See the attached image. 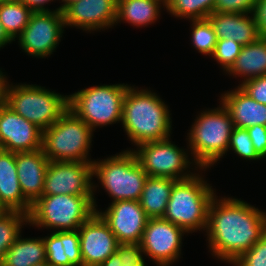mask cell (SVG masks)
Masks as SVG:
<instances>
[{"label":"cell","instance_id":"obj_1","mask_svg":"<svg viewBox=\"0 0 266 266\" xmlns=\"http://www.w3.org/2000/svg\"><path fill=\"white\" fill-rule=\"evenodd\" d=\"M206 232L213 256L232 264L266 233V213L241 199L215 195Z\"/></svg>","mask_w":266,"mask_h":266},{"label":"cell","instance_id":"obj_2","mask_svg":"<svg viewBox=\"0 0 266 266\" xmlns=\"http://www.w3.org/2000/svg\"><path fill=\"white\" fill-rule=\"evenodd\" d=\"M168 106L151 90L129 86L123 101L122 125L130 141L140 145L170 138L172 122Z\"/></svg>","mask_w":266,"mask_h":266},{"label":"cell","instance_id":"obj_3","mask_svg":"<svg viewBox=\"0 0 266 266\" xmlns=\"http://www.w3.org/2000/svg\"><path fill=\"white\" fill-rule=\"evenodd\" d=\"M216 193L199 174L177 180L162 218L187 233L206 230L209 206Z\"/></svg>","mask_w":266,"mask_h":266},{"label":"cell","instance_id":"obj_4","mask_svg":"<svg viewBox=\"0 0 266 266\" xmlns=\"http://www.w3.org/2000/svg\"><path fill=\"white\" fill-rule=\"evenodd\" d=\"M220 104L221 107L201 112L188 134L189 149L198 169L210 168L228 152L234 124L229 111Z\"/></svg>","mask_w":266,"mask_h":266},{"label":"cell","instance_id":"obj_5","mask_svg":"<svg viewBox=\"0 0 266 266\" xmlns=\"http://www.w3.org/2000/svg\"><path fill=\"white\" fill-rule=\"evenodd\" d=\"M3 102L42 131L49 128L69 109L67 95L33 84L13 86L7 80L3 89Z\"/></svg>","mask_w":266,"mask_h":266},{"label":"cell","instance_id":"obj_6","mask_svg":"<svg viewBox=\"0 0 266 266\" xmlns=\"http://www.w3.org/2000/svg\"><path fill=\"white\" fill-rule=\"evenodd\" d=\"M94 195H43L31 207L28 224L76 231L98 209Z\"/></svg>","mask_w":266,"mask_h":266},{"label":"cell","instance_id":"obj_7","mask_svg":"<svg viewBox=\"0 0 266 266\" xmlns=\"http://www.w3.org/2000/svg\"><path fill=\"white\" fill-rule=\"evenodd\" d=\"M93 130L70 109L42 131V150L49 161L90 162Z\"/></svg>","mask_w":266,"mask_h":266},{"label":"cell","instance_id":"obj_8","mask_svg":"<svg viewBox=\"0 0 266 266\" xmlns=\"http://www.w3.org/2000/svg\"><path fill=\"white\" fill-rule=\"evenodd\" d=\"M93 176H97L102 187L113 198L120 200L139 201L147 179V173L138 163L132 150L101 161H93Z\"/></svg>","mask_w":266,"mask_h":266},{"label":"cell","instance_id":"obj_9","mask_svg":"<svg viewBox=\"0 0 266 266\" xmlns=\"http://www.w3.org/2000/svg\"><path fill=\"white\" fill-rule=\"evenodd\" d=\"M129 85H99L68 95V108L93 131L97 126L120 122Z\"/></svg>","mask_w":266,"mask_h":266},{"label":"cell","instance_id":"obj_10","mask_svg":"<svg viewBox=\"0 0 266 266\" xmlns=\"http://www.w3.org/2000/svg\"><path fill=\"white\" fill-rule=\"evenodd\" d=\"M136 150L132 152L147 176L184 180L194 175L186 171L193 163L187 153L171 143L169 138L142 143L137 145Z\"/></svg>","mask_w":266,"mask_h":266},{"label":"cell","instance_id":"obj_11","mask_svg":"<svg viewBox=\"0 0 266 266\" xmlns=\"http://www.w3.org/2000/svg\"><path fill=\"white\" fill-rule=\"evenodd\" d=\"M185 233L184 229L162 217L149 218L135 252L148 255L157 266H170L181 254Z\"/></svg>","mask_w":266,"mask_h":266},{"label":"cell","instance_id":"obj_12","mask_svg":"<svg viewBox=\"0 0 266 266\" xmlns=\"http://www.w3.org/2000/svg\"><path fill=\"white\" fill-rule=\"evenodd\" d=\"M64 27L59 7L53 11L32 12L27 26L17 37L19 45L30 56L48 57L59 44Z\"/></svg>","mask_w":266,"mask_h":266},{"label":"cell","instance_id":"obj_13","mask_svg":"<svg viewBox=\"0 0 266 266\" xmlns=\"http://www.w3.org/2000/svg\"><path fill=\"white\" fill-rule=\"evenodd\" d=\"M90 162L50 161L46 169L43 195H94ZM95 188V189H94Z\"/></svg>","mask_w":266,"mask_h":266},{"label":"cell","instance_id":"obj_14","mask_svg":"<svg viewBox=\"0 0 266 266\" xmlns=\"http://www.w3.org/2000/svg\"><path fill=\"white\" fill-rule=\"evenodd\" d=\"M109 225L122 247L136 249L149 217L139 201L120 200L110 204L106 211H96Z\"/></svg>","mask_w":266,"mask_h":266},{"label":"cell","instance_id":"obj_15","mask_svg":"<svg viewBox=\"0 0 266 266\" xmlns=\"http://www.w3.org/2000/svg\"><path fill=\"white\" fill-rule=\"evenodd\" d=\"M78 233L83 266H99L122 247L96 211L78 228Z\"/></svg>","mask_w":266,"mask_h":266},{"label":"cell","instance_id":"obj_16","mask_svg":"<svg viewBox=\"0 0 266 266\" xmlns=\"http://www.w3.org/2000/svg\"><path fill=\"white\" fill-rule=\"evenodd\" d=\"M41 148L42 130L2 102L0 104V149L18 153Z\"/></svg>","mask_w":266,"mask_h":266},{"label":"cell","instance_id":"obj_17","mask_svg":"<svg viewBox=\"0 0 266 266\" xmlns=\"http://www.w3.org/2000/svg\"><path fill=\"white\" fill-rule=\"evenodd\" d=\"M117 0H76L63 10L66 26L85 31L109 28L116 24Z\"/></svg>","mask_w":266,"mask_h":266},{"label":"cell","instance_id":"obj_18","mask_svg":"<svg viewBox=\"0 0 266 266\" xmlns=\"http://www.w3.org/2000/svg\"><path fill=\"white\" fill-rule=\"evenodd\" d=\"M16 170L25 199L33 205L43 196L44 181L49 159L42 148L15 153Z\"/></svg>","mask_w":266,"mask_h":266},{"label":"cell","instance_id":"obj_19","mask_svg":"<svg viewBox=\"0 0 266 266\" xmlns=\"http://www.w3.org/2000/svg\"><path fill=\"white\" fill-rule=\"evenodd\" d=\"M248 14L250 13L213 12L207 18L218 39H231L245 46L261 37L254 16L252 13Z\"/></svg>","mask_w":266,"mask_h":266},{"label":"cell","instance_id":"obj_20","mask_svg":"<svg viewBox=\"0 0 266 266\" xmlns=\"http://www.w3.org/2000/svg\"><path fill=\"white\" fill-rule=\"evenodd\" d=\"M220 99L229 111L234 127L266 126V104L256 102L239 86L223 94Z\"/></svg>","mask_w":266,"mask_h":266},{"label":"cell","instance_id":"obj_21","mask_svg":"<svg viewBox=\"0 0 266 266\" xmlns=\"http://www.w3.org/2000/svg\"><path fill=\"white\" fill-rule=\"evenodd\" d=\"M0 203L7 211H20L28 215L32 207L20 187L15 153L2 149H0Z\"/></svg>","mask_w":266,"mask_h":266},{"label":"cell","instance_id":"obj_22","mask_svg":"<svg viewBox=\"0 0 266 266\" xmlns=\"http://www.w3.org/2000/svg\"><path fill=\"white\" fill-rule=\"evenodd\" d=\"M227 73L245 77L243 82L266 75V37H260L256 42L242 46L240 54Z\"/></svg>","mask_w":266,"mask_h":266},{"label":"cell","instance_id":"obj_23","mask_svg":"<svg viewBox=\"0 0 266 266\" xmlns=\"http://www.w3.org/2000/svg\"><path fill=\"white\" fill-rule=\"evenodd\" d=\"M16 239L0 266H46L45 243L42 238Z\"/></svg>","mask_w":266,"mask_h":266},{"label":"cell","instance_id":"obj_24","mask_svg":"<svg viewBox=\"0 0 266 266\" xmlns=\"http://www.w3.org/2000/svg\"><path fill=\"white\" fill-rule=\"evenodd\" d=\"M176 181L171 178L147 177L139 202L149 218L163 217Z\"/></svg>","mask_w":266,"mask_h":266},{"label":"cell","instance_id":"obj_25","mask_svg":"<svg viewBox=\"0 0 266 266\" xmlns=\"http://www.w3.org/2000/svg\"><path fill=\"white\" fill-rule=\"evenodd\" d=\"M161 4L166 7L163 0H117L116 23L123 20L137 27L152 24L159 17Z\"/></svg>","mask_w":266,"mask_h":266},{"label":"cell","instance_id":"obj_26","mask_svg":"<svg viewBox=\"0 0 266 266\" xmlns=\"http://www.w3.org/2000/svg\"><path fill=\"white\" fill-rule=\"evenodd\" d=\"M32 11L20 0L0 4V22L7 34L14 40L27 26Z\"/></svg>","mask_w":266,"mask_h":266},{"label":"cell","instance_id":"obj_27","mask_svg":"<svg viewBox=\"0 0 266 266\" xmlns=\"http://www.w3.org/2000/svg\"><path fill=\"white\" fill-rule=\"evenodd\" d=\"M27 223L28 214L20 211H6L0 215V265L8 249L19 237L22 225Z\"/></svg>","mask_w":266,"mask_h":266},{"label":"cell","instance_id":"obj_28","mask_svg":"<svg viewBox=\"0 0 266 266\" xmlns=\"http://www.w3.org/2000/svg\"><path fill=\"white\" fill-rule=\"evenodd\" d=\"M216 0H170L166 10L175 17L205 19L214 12Z\"/></svg>","mask_w":266,"mask_h":266},{"label":"cell","instance_id":"obj_29","mask_svg":"<svg viewBox=\"0 0 266 266\" xmlns=\"http://www.w3.org/2000/svg\"><path fill=\"white\" fill-rule=\"evenodd\" d=\"M192 21V38L194 48L200 53L212 56L218 37L208 18Z\"/></svg>","mask_w":266,"mask_h":266},{"label":"cell","instance_id":"obj_30","mask_svg":"<svg viewBox=\"0 0 266 266\" xmlns=\"http://www.w3.org/2000/svg\"><path fill=\"white\" fill-rule=\"evenodd\" d=\"M46 250V266H73L64 254L61 242V231H53L50 236L43 238Z\"/></svg>","mask_w":266,"mask_h":266},{"label":"cell","instance_id":"obj_31","mask_svg":"<svg viewBox=\"0 0 266 266\" xmlns=\"http://www.w3.org/2000/svg\"><path fill=\"white\" fill-rule=\"evenodd\" d=\"M242 46L240 43L231 39H218L215 50L212 54L222 69L227 72L236 61L238 55L241 52Z\"/></svg>","mask_w":266,"mask_h":266},{"label":"cell","instance_id":"obj_32","mask_svg":"<svg viewBox=\"0 0 266 266\" xmlns=\"http://www.w3.org/2000/svg\"><path fill=\"white\" fill-rule=\"evenodd\" d=\"M231 149L238 156L247 160L261 159L255 152L251 138L245 128L234 127L230 137L228 151Z\"/></svg>","mask_w":266,"mask_h":266},{"label":"cell","instance_id":"obj_33","mask_svg":"<svg viewBox=\"0 0 266 266\" xmlns=\"http://www.w3.org/2000/svg\"><path fill=\"white\" fill-rule=\"evenodd\" d=\"M232 264L234 266H266V233Z\"/></svg>","mask_w":266,"mask_h":266},{"label":"cell","instance_id":"obj_34","mask_svg":"<svg viewBox=\"0 0 266 266\" xmlns=\"http://www.w3.org/2000/svg\"><path fill=\"white\" fill-rule=\"evenodd\" d=\"M61 242L69 262L73 266H83L78 230L61 231Z\"/></svg>","mask_w":266,"mask_h":266},{"label":"cell","instance_id":"obj_35","mask_svg":"<svg viewBox=\"0 0 266 266\" xmlns=\"http://www.w3.org/2000/svg\"><path fill=\"white\" fill-rule=\"evenodd\" d=\"M256 0H216L214 12L252 13Z\"/></svg>","mask_w":266,"mask_h":266},{"label":"cell","instance_id":"obj_36","mask_svg":"<svg viewBox=\"0 0 266 266\" xmlns=\"http://www.w3.org/2000/svg\"><path fill=\"white\" fill-rule=\"evenodd\" d=\"M238 86L256 102L266 104V75L242 82Z\"/></svg>","mask_w":266,"mask_h":266},{"label":"cell","instance_id":"obj_37","mask_svg":"<svg viewBox=\"0 0 266 266\" xmlns=\"http://www.w3.org/2000/svg\"><path fill=\"white\" fill-rule=\"evenodd\" d=\"M255 152L260 158L266 157V126L254 125L246 128Z\"/></svg>","mask_w":266,"mask_h":266},{"label":"cell","instance_id":"obj_38","mask_svg":"<svg viewBox=\"0 0 266 266\" xmlns=\"http://www.w3.org/2000/svg\"><path fill=\"white\" fill-rule=\"evenodd\" d=\"M261 37H266V0H256L252 12Z\"/></svg>","mask_w":266,"mask_h":266},{"label":"cell","instance_id":"obj_39","mask_svg":"<svg viewBox=\"0 0 266 266\" xmlns=\"http://www.w3.org/2000/svg\"><path fill=\"white\" fill-rule=\"evenodd\" d=\"M135 252L134 248L121 247L110 255L99 266H124L128 258Z\"/></svg>","mask_w":266,"mask_h":266},{"label":"cell","instance_id":"obj_40","mask_svg":"<svg viewBox=\"0 0 266 266\" xmlns=\"http://www.w3.org/2000/svg\"><path fill=\"white\" fill-rule=\"evenodd\" d=\"M25 4L32 12H44L51 11L47 7H44L45 4L53 0H20Z\"/></svg>","mask_w":266,"mask_h":266},{"label":"cell","instance_id":"obj_41","mask_svg":"<svg viewBox=\"0 0 266 266\" xmlns=\"http://www.w3.org/2000/svg\"><path fill=\"white\" fill-rule=\"evenodd\" d=\"M144 259L141 255L134 252L126 261L124 266H146Z\"/></svg>","mask_w":266,"mask_h":266},{"label":"cell","instance_id":"obj_42","mask_svg":"<svg viewBox=\"0 0 266 266\" xmlns=\"http://www.w3.org/2000/svg\"><path fill=\"white\" fill-rule=\"evenodd\" d=\"M13 40L5 31L4 26L0 22V48L4 47L7 43H11Z\"/></svg>","mask_w":266,"mask_h":266},{"label":"cell","instance_id":"obj_43","mask_svg":"<svg viewBox=\"0 0 266 266\" xmlns=\"http://www.w3.org/2000/svg\"><path fill=\"white\" fill-rule=\"evenodd\" d=\"M5 76L6 75H3L2 71L0 70V104L3 102V89L7 79Z\"/></svg>","mask_w":266,"mask_h":266},{"label":"cell","instance_id":"obj_44","mask_svg":"<svg viewBox=\"0 0 266 266\" xmlns=\"http://www.w3.org/2000/svg\"><path fill=\"white\" fill-rule=\"evenodd\" d=\"M76 0H62V2H64L59 8L62 11L68 4L74 2Z\"/></svg>","mask_w":266,"mask_h":266},{"label":"cell","instance_id":"obj_45","mask_svg":"<svg viewBox=\"0 0 266 266\" xmlns=\"http://www.w3.org/2000/svg\"><path fill=\"white\" fill-rule=\"evenodd\" d=\"M12 1V0H0V4H3L5 2Z\"/></svg>","mask_w":266,"mask_h":266},{"label":"cell","instance_id":"obj_46","mask_svg":"<svg viewBox=\"0 0 266 266\" xmlns=\"http://www.w3.org/2000/svg\"><path fill=\"white\" fill-rule=\"evenodd\" d=\"M0 210H6L1 203H0Z\"/></svg>","mask_w":266,"mask_h":266},{"label":"cell","instance_id":"obj_47","mask_svg":"<svg viewBox=\"0 0 266 266\" xmlns=\"http://www.w3.org/2000/svg\"><path fill=\"white\" fill-rule=\"evenodd\" d=\"M7 210H0V215L5 213Z\"/></svg>","mask_w":266,"mask_h":266},{"label":"cell","instance_id":"obj_48","mask_svg":"<svg viewBox=\"0 0 266 266\" xmlns=\"http://www.w3.org/2000/svg\"><path fill=\"white\" fill-rule=\"evenodd\" d=\"M166 4L170 1V0H163Z\"/></svg>","mask_w":266,"mask_h":266}]
</instances>
